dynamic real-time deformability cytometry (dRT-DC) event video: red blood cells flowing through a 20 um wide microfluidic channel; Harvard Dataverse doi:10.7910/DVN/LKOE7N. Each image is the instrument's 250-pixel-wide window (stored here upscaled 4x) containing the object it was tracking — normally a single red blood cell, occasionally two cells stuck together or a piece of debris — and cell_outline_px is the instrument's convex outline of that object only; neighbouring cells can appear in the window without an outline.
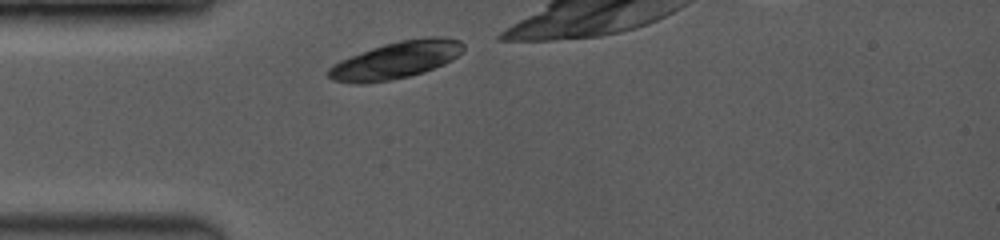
{"species": "common noctule bat (a hibernating species)", "species_latin": "Nyctalus noctula", "temperature_condition": "room temperature", "stored_images_in_passage": 1, "camera_frame_rate_fps": 3500, "um_per_image_px": 0.085, "animal": {"sex": "female", "body_mass_g": 19.0, "forearm_length_mm": 53.3}, "frame": {"image": 1, "passage_image": 1, "time_ms": 0.0, "image_size_px": [1000, 240], "cell_outline_px": [[464, 48], [456, 56], [444, 64], [424, 72], [408, 76], [388, 80], [364, 84], [356, 84], [332, 80], [328, 76], [328, 68], [332, 64], [340, 60], [372, 48], [384, 44], [400, 40], [424, 36], [444, 36], [460, 40], [464, 44]], "centroid_in_image_um": [33.66, 5.09], "position_along_channel_um": 51.3, "area_um2": 29.19}}